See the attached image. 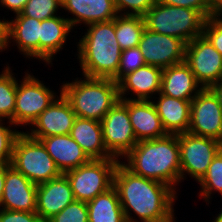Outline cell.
Returning a JSON list of instances; mask_svg holds the SVG:
<instances>
[{
  "instance_id": "1",
  "label": "cell",
  "mask_w": 222,
  "mask_h": 222,
  "mask_svg": "<svg viewBox=\"0 0 222 222\" xmlns=\"http://www.w3.org/2000/svg\"><path fill=\"white\" fill-rule=\"evenodd\" d=\"M113 187L127 222H170L175 218L173 206L178 193L167 184L133 173L121 160L115 169Z\"/></svg>"
},
{
  "instance_id": "2",
  "label": "cell",
  "mask_w": 222,
  "mask_h": 222,
  "mask_svg": "<svg viewBox=\"0 0 222 222\" xmlns=\"http://www.w3.org/2000/svg\"><path fill=\"white\" fill-rule=\"evenodd\" d=\"M178 134L139 141L122 162L133 173L172 187L181 183ZM127 161V162H126Z\"/></svg>"
},
{
  "instance_id": "3",
  "label": "cell",
  "mask_w": 222,
  "mask_h": 222,
  "mask_svg": "<svg viewBox=\"0 0 222 222\" xmlns=\"http://www.w3.org/2000/svg\"><path fill=\"white\" fill-rule=\"evenodd\" d=\"M85 27L77 43V59L82 76L111 78L117 83L121 48L115 35V19L92 23Z\"/></svg>"
},
{
  "instance_id": "4",
  "label": "cell",
  "mask_w": 222,
  "mask_h": 222,
  "mask_svg": "<svg viewBox=\"0 0 222 222\" xmlns=\"http://www.w3.org/2000/svg\"><path fill=\"white\" fill-rule=\"evenodd\" d=\"M82 78H84L82 80ZM63 81L61 93L71 104L76 117L100 121L120 100L118 83L111 78L84 76Z\"/></svg>"
},
{
  "instance_id": "5",
  "label": "cell",
  "mask_w": 222,
  "mask_h": 222,
  "mask_svg": "<svg viewBox=\"0 0 222 222\" xmlns=\"http://www.w3.org/2000/svg\"><path fill=\"white\" fill-rule=\"evenodd\" d=\"M143 17L148 30L179 38L186 44L203 35L206 20L197 10L158 2Z\"/></svg>"
},
{
  "instance_id": "6",
  "label": "cell",
  "mask_w": 222,
  "mask_h": 222,
  "mask_svg": "<svg viewBox=\"0 0 222 222\" xmlns=\"http://www.w3.org/2000/svg\"><path fill=\"white\" fill-rule=\"evenodd\" d=\"M10 165L37 185L62 175L42 142L24 131L14 142Z\"/></svg>"
},
{
  "instance_id": "7",
  "label": "cell",
  "mask_w": 222,
  "mask_h": 222,
  "mask_svg": "<svg viewBox=\"0 0 222 222\" xmlns=\"http://www.w3.org/2000/svg\"><path fill=\"white\" fill-rule=\"evenodd\" d=\"M119 161L117 158L91 159L87 164L64 173L75 200L88 202L113 187Z\"/></svg>"
},
{
  "instance_id": "8",
  "label": "cell",
  "mask_w": 222,
  "mask_h": 222,
  "mask_svg": "<svg viewBox=\"0 0 222 222\" xmlns=\"http://www.w3.org/2000/svg\"><path fill=\"white\" fill-rule=\"evenodd\" d=\"M25 71L21 81H17L16 100L12 123L26 128L58 97L38 78ZM19 82V83H18Z\"/></svg>"
},
{
  "instance_id": "9",
  "label": "cell",
  "mask_w": 222,
  "mask_h": 222,
  "mask_svg": "<svg viewBox=\"0 0 222 222\" xmlns=\"http://www.w3.org/2000/svg\"><path fill=\"white\" fill-rule=\"evenodd\" d=\"M178 142L181 182L186 179V174L199 182L207 173L213 158L220 151V141L186 132L178 134Z\"/></svg>"
},
{
  "instance_id": "10",
  "label": "cell",
  "mask_w": 222,
  "mask_h": 222,
  "mask_svg": "<svg viewBox=\"0 0 222 222\" xmlns=\"http://www.w3.org/2000/svg\"><path fill=\"white\" fill-rule=\"evenodd\" d=\"M103 141L107 151L118 160L138 143L128 108L119 100L101 120Z\"/></svg>"
},
{
  "instance_id": "11",
  "label": "cell",
  "mask_w": 222,
  "mask_h": 222,
  "mask_svg": "<svg viewBox=\"0 0 222 222\" xmlns=\"http://www.w3.org/2000/svg\"><path fill=\"white\" fill-rule=\"evenodd\" d=\"M184 62L203 88H210L222 79V55L204 35L186 44Z\"/></svg>"
},
{
  "instance_id": "12",
  "label": "cell",
  "mask_w": 222,
  "mask_h": 222,
  "mask_svg": "<svg viewBox=\"0 0 222 222\" xmlns=\"http://www.w3.org/2000/svg\"><path fill=\"white\" fill-rule=\"evenodd\" d=\"M188 132L222 141V108L210 88H203L191 101Z\"/></svg>"
},
{
  "instance_id": "13",
  "label": "cell",
  "mask_w": 222,
  "mask_h": 222,
  "mask_svg": "<svg viewBox=\"0 0 222 222\" xmlns=\"http://www.w3.org/2000/svg\"><path fill=\"white\" fill-rule=\"evenodd\" d=\"M147 65L168 68L184 62L186 43L145 28L138 46Z\"/></svg>"
},
{
  "instance_id": "14",
  "label": "cell",
  "mask_w": 222,
  "mask_h": 222,
  "mask_svg": "<svg viewBox=\"0 0 222 222\" xmlns=\"http://www.w3.org/2000/svg\"><path fill=\"white\" fill-rule=\"evenodd\" d=\"M59 89V96L33 121L29 131H25L28 136L40 140L43 137L70 134L76 114L61 93V86Z\"/></svg>"
},
{
  "instance_id": "15",
  "label": "cell",
  "mask_w": 222,
  "mask_h": 222,
  "mask_svg": "<svg viewBox=\"0 0 222 222\" xmlns=\"http://www.w3.org/2000/svg\"><path fill=\"white\" fill-rule=\"evenodd\" d=\"M37 184L10 164H5V184L0 207L4 210L36 212Z\"/></svg>"
},
{
  "instance_id": "16",
  "label": "cell",
  "mask_w": 222,
  "mask_h": 222,
  "mask_svg": "<svg viewBox=\"0 0 222 222\" xmlns=\"http://www.w3.org/2000/svg\"><path fill=\"white\" fill-rule=\"evenodd\" d=\"M74 201L73 191L64 174L37 185L36 213L43 222H47Z\"/></svg>"
},
{
  "instance_id": "17",
  "label": "cell",
  "mask_w": 222,
  "mask_h": 222,
  "mask_svg": "<svg viewBox=\"0 0 222 222\" xmlns=\"http://www.w3.org/2000/svg\"><path fill=\"white\" fill-rule=\"evenodd\" d=\"M162 71L163 69L160 67L146 64L125 75L118 82L119 98L128 100L154 99L156 94L160 92ZM130 93V97H127Z\"/></svg>"
},
{
  "instance_id": "18",
  "label": "cell",
  "mask_w": 222,
  "mask_h": 222,
  "mask_svg": "<svg viewBox=\"0 0 222 222\" xmlns=\"http://www.w3.org/2000/svg\"><path fill=\"white\" fill-rule=\"evenodd\" d=\"M120 101L128 108L130 122L137 142L167 135L151 100L120 99Z\"/></svg>"
},
{
  "instance_id": "19",
  "label": "cell",
  "mask_w": 222,
  "mask_h": 222,
  "mask_svg": "<svg viewBox=\"0 0 222 222\" xmlns=\"http://www.w3.org/2000/svg\"><path fill=\"white\" fill-rule=\"evenodd\" d=\"M62 9L73 15L67 19L72 28L115 19L118 15L114 0H62Z\"/></svg>"
},
{
  "instance_id": "20",
  "label": "cell",
  "mask_w": 222,
  "mask_h": 222,
  "mask_svg": "<svg viewBox=\"0 0 222 222\" xmlns=\"http://www.w3.org/2000/svg\"><path fill=\"white\" fill-rule=\"evenodd\" d=\"M40 141L62 174L91 160L70 134L43 137Z\"/></svg>"
},
{
  "instance_id": "21",
  "label": "cell",
  "mask_w": 222,
  "mask_h": 222,
  "mask_svg": "<svg viewBox=\"0 0 222 222\" xmlns=\"http://www.w3.org/2000/svg\"><path fill=\"white\" fill-rule=\"evenodd\" d=\"M73 31L69 20L65 16H54L42 20L40 23L39 36V62L43 61L46 65L53 64L52 60L57 53L62 51L67 42V37Z\"/></svg>"
},
{
  "instance_id": "22",
  "label": "cell",
  "mask_w": 222,
  "mask_h": 222,
  "mask_svg": "<svg viewBox=\"0 0 222 222\" xmlns=\"http://www.w3.org/2000/svg\"><path fill=\"white\" fill-rule=\"evenodd\" d=\"M203 89L195 75L185 63L172 65L162 71L160 93L169 97L189 100Z\"/></svg>"
},
{
  "instance_id": "23",
  "label": "cell",
  "mask_w": 222,
  "mask_h": 222,
  "mask_svg": "<svg viewBox=\"0 0 222 222\" xmlns=\"http://www.w3.org/2000/svg\"><path fill=\"white\" fill-rule=\"evenodd\" d=\"M159 97L151 100L161 119L167 134L188 132L190 126L191 101L166 96L160 92ZM157 99V100H156Z\"/></svg>"
},
{
  "instance_id": "24",
  "label": "cell",
  "mask_w": 222,
  "mask_h": 222,
  "mask_svg": "<svg viewBox=\"0 0 222 222\" xmlns=\"http://www.w3.org/2000/svg\"><path fill=\"white\" fill-rule=\"evenodd\" d=\"M8 20V49L16 44L18 52L26 58L39 60L40 20L27 16H14ZM10 43V44H9Z\"/></svg>"
},
{
  "instance_id": "25",
  "label": "cell",
  "mask_w": 222,
  "mask_h": 222,
  "mask_svg": "<svg viewBox=\"0 0 222 222\" xmlns=\"http://www.w3.org/2000/svg\"><path fill=\"white\" fill-rule=\"evenodd\" d=\"M70 136L90 159L114 158L105 147L100 121L76 117Z\"/></svg>"
},
{
  "instance_id": "26",
  "label": "cell",
  "mask_w": 222,
  "mask_h": 222,
  "mask_svg": "<svg viewBox=\"0 0 222 222\" xmlns=\"http://www.w3.org/2000/svg\"><path fill=\"white\" fill-rule=\"evenodd\" d=\"M86 204L89 222H127L114 187L97 195Z\"/></svg>"
},
{
  "instance_id": "27",
  "label": "cell",
  "mask_w": 222,
  "mask_h": 222,
  "mask_svg": "<svg viewBox=\"0 0 222 222\" xmlns=\"http://www.w3.org/2000/svg\"><path fill=\"white\" fill-rule=\"evenodd\" d=\"M145 28L143 16L117 15L115 35L121 50L138 47Z\"/></svg>"
},
{
  "instance_id": "28",
  "label": "cell",
  "mask_w": 222,
  "mask_h": 222,
  "mask_svg": "<svg viewBox=\"0 0 222 222\" xmlns=\"http://www.w3.org/2000/svg\"><path fill=\"white\" fill-rule=\"evenodd\" d=\"M6 66H4L0 74V119H6L12 122L18 80L9 64Z\"/></svg>"
},
{
  "instance_id": "29",
  "label": "cell",
  "mask_w": 222,
  "mask_h": 222,
  "mask_svg": "<svg viewBox=\"0 0 222 222\" xmlns=\"http://www.w3.org/2000/svg\"><path fill=\"white\" fill-rule=\"evenodd\" d=\"M201 187L199 197L210 203L214 192L220 193L222 197V151L220 150L209 165L207 173L198 182ZM208 202V203H207Z\"/></svg>"
},
{
  "instance_id": "30",
  "label": "cell",
  "mask_w": 222,
  "mask_h": 222,
  "mask_svg": "<svg viewBox=\"0 0 222 222\" xmlns=\"http://www.w3.org/2000/svg\"><path fill=\"white\" fill-rule=\"evenodd\" d=\"M62 9V0H28L23 10L14 16H27L37 20H45L57 16Z\"/></svg>"
},
{
  "instance_id": "31",
  "label": "cell",
  "mask_w": 222,
  "mask_h": 222,
  "mask_svg": "<svg viewBox=\"0 0 222 222\" xmlns=\"http://www.w3.org/2000/svg\"><path fill=\"white\" fill-rule=\"evenodd\" d=\"M4 121L0 119V164H11L14 142L21 131L12 129L16 126L11 121L6 120L7 126Z\"/></svg>"
},
{
  "instance_id": "32",
  "label": "cell",
  "mask_w": 222,
  "mask_h": 222,
  "mask_svg": "<svg viewBox=\"0 0 222 222\" xmlns=\"http://www.w3.org/2000/svg\"><path fill=\"white\" fill-rule=\"evenodd\" d=\"M146 65L139 47L129 48L121 52L120 63L117 70V83L127 74Z\"/></svg>"
},
{
  "instance_id": "33",
  "label": "cell",
  "mask_w": 222,
  "mask_h": 222,
  "mask_svg": "<svg viewBox=\"0 0 222 222\" xmlns=\"http://www.w3.org/2000/svg\"><path fill=\"white\" fill-rule=\"evenodd\" d=\"M47 222H89L87 204L75 200Z\"/></svg>"
},
{
  "instance_id": "34",
  "label": "cell",
  "mask_w": 222,
  "mask_h": 222,
  "mask_svg": "<svg viewBox=\"0 0 222 222\" xmlns=\"http://www.w3.org/2000/svg\"><path fill=\"white\" fill-rule=\"evenodd\" d=\"M156 2L197 10L206 19L216 16L221 11L211 0H156Z\"/></svg>"
},
{
  "instance_id": "35",
  "label": "cell",
  "mask_w": 222,
  "mask_h": 222,
  "mask_svg": "<svg viewBox=\"0 0 222 222\" xmlns=\"http://www.w3.org/2000/svg\"><path fill=\"white\" fill-rule=\"evenodd\" d=\"M156 0H114L118 15L144 16Z\"/></svg>"
},
{
  "instance_id": "36",
  "label": "cell",
  "mask_w": 222,
  "mask_h": 222,
  "mask_svg": "<svg viewBox=\"0 0 222 222\" xmlns=\"http://www.w3.org/2000/svg\"><path fill=\"white\" fill-rule=\"evenodd\" d=\"M222 11L216 16L207 18L203 26V35L222 55Z\"/></svg>"
},
{
  "instance_id": "37",
  "label": "cell",
  "mask_w": 222,
  "mask_h": 222,
  "mask_svg": "<svg viewBox=\"0 0 222 222\" xmlns=\"http://www.w3.org/2000/svg\"><path fill=\"white\" fill-rule=\"evenodd\" d=\"M0 222H43L36 212L12 211L0 208Z\"/></svg>"
},
{
  "instance_id": "38",
  "label": "cell",
  "mask_w": 222,
  "mask_h": 222,
  "mask_svg": "<svg viewBox=\"0 0 222 222\" xmlns=\"http://www.w3.org/2000/svg\"><path fill=\"white\" fill-rule=\"evenodd\" d=\"M28 0H0V6L7 8L15 15L19 14L25 7Z\"/></svg>"
},
{
  "instance_id": "39",
  "label": "cell",
  "mask_w": 222,
  "mask_h": 222,
  "mask_svg": "<svg viewBox=\"0 0 222 222\" xmlns=\"http://www.w3.org/2000/svg\"><path fill=\"white\" fill-rule=\"evenodd\" d=\"M8 21L3 18L0 19V52H4L8 49Z\"/></svg>"
},
{
  "instance_id": "40",
  "label": "cell",
  "mask_w": 222,
  "mask_h": 222,
  "mask_svg": "<svg viewBox=\"0 0 222 222\" xmlns=\"http://www.w3.org/2000/svg\"><path fill=\"white\" fill-rule=\"evenodd\" d=\"M210 89L213 91V93L218 98L219 104L222 108V79H220L217 83L212 85Z\"/></svg>"
},
{
  "instance_id": "41",
  "label": "cell",
  "mask_w": 222,
  "mask_h": 222,
  "mask_svg": "<svg viewBox=\"0 0 222 222\" xmlns=\"http://www.w3.org/2000/svg\"><path fill=\"white\" fill-rule=\"evenodd\" d=\"M4 184H5V164H0V203L3 195Z\"/></svg>"
},
{
  "instance_id": "42",
  "label": "cell",
  "mask_w": 222,
  "mask_h": 222,
  "mask_svg": "<svg viewBox=\"0 0 222 222\" xmlns=\"http://www.w3.org/2000/svg\"><path fill=\"white\" fill-rule=\"evenodd\" d=\"M214 219H215V220L212 221V222H222V210H221V212H219V213L217 214V216H215Z\"/></svg>"
},
{
  "instance_id": "43",
  "label": "cell",
  "mask_w": 222,
  "mask_h": 222,
  "mask_svg": "<svg viewBox=\"0 0 222 222\" xmlns=\"http://www.w3.org/2000/svg\"><path fill=\"white\" fill-rule=\"evenodd\" d=\"M218 8L222 11V0H218Z\"/></svg>"
},
{
  "instance_id": "44",
  "label": "cell",
  "mask_w": 222,
  "mask_h": 222,
  "mask_svg": "<svg viewBox=\"0 0 222 222\" xmlns=\"http://www.w3.org/2000/svg\"><path fill=\"white\" fill-rule=\"evenodd\" d=\"M218 7V0H211Z\"/></svg>"
},
{
  "instance_id": "45",
  "label": "cell",
  "mask_w": 222,
  "mask_h": 222,
  "mask_svg": "<svg viewBox=\"0 0 222 222\" xmlns=\"http://www.w3.org/2000/svg\"><path fill=\"white\" fill-rule=\"evenodd\" d=\"M220 150L222 151V141L220 142Z\"/></svg>"
}]
</instances>
